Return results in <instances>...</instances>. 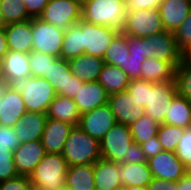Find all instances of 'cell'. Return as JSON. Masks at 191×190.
Returning a JSON list of instances; mask_svg holds the SVG:
<instances>
[{
	"mask_svg": "<svg viewBox=\"0 0 191 190\" xmlns=\"http://www.w3.org/2000/svg\"><path fill=\"white\" fill-rule=\"evenodd\" d=\"M109 94L98 81L84 82L79 87L74 102L80 114L92 111L93 109L108 103Z\"/></svg>",
	"mask_w": 191,
	"mask_h": 190,
	"instance_id": "obj_19",
	"label": "cell"
},
{
	"mask_svg": "<svg viewBox=\"0 0 191 190\" xmlns=\"http://www.w3.org/2000/svg\"><path fill=\"white\" fill-rule=\"evenodd\" d=\"M2 25H3V22H2L1 17H0V26H2Z\"/></svg>",
	"mask_w": 191,
	"mask_h": 190,
	"instance_id": "obj_60",
	"label": "cell"
},
{
	"mask_svg": "<svg viewBox=\"0 0 191 190\" xmlns=\"http://www.w3.org/2000/svg\"><path fill=\"white\" fill-rule=\"evenodd\" d=\"M108 92L109 95L125 91L130 79L127 73L121 68L104 64L97 80Z\"/></svg>",
	"mask_w": 191,
	"mask_h": 190,
	"instance_id": "obj_30",
	"label": "cell"
},
{
	"mask_svg": "<svg viewBox=\"0 0 191 190\" xmlns=\"http://www.w3.org/2000/svg\"><path fill=\"white\" fill-rule=\"evenodd\" d=\"M160 124L148 115L144 114L139 120L129 126L133 142L142 144L145 141L157 136Z\"/></svg>",
	"mask_w": 191,
	"mask_h": 190,
	"instance_id": "obj_35",
	"label": "cell"
},
{
	"mask_svg": "<svg viewBox=\"0 0 191 190\" xmlns=\"http://www.w3.org/2000/svg\"><path fill=\"white\" fill-rule=\"evenodd\" d=\"M188 173L191 175V166L188 168Z\"/></svg>",
	"mask_w": 191,
	"mask_h": 190,
	"instance_id": "obj_59",
	"label": "cell"
},
{
	"mask_svg": "<svg viewBox=\"0 0 191 190\" xmlns=\"http://www.w3.org/2000/svg\"><path fill=\"white\" fill-rule=\"evenodd\" d=\"M9 51L6 34H5V28L4 25L0 26V59H3V57L7 54Z\"/></svg>",
	"mask_w": 191,
	"mask_h": 190,
	"instance_id": "obj_52",
	"label": "cell"
},
{
	"mask_svg": "<svg viewBox=\"0 0 191 190\" xmlns=\"http://www.w3.org/2000/svg\"><path fill=\"white\" fill-rule=\"evenodd\" d=\"M123 190H147V188L140 186H123Z\"/></svg>",
	"mask_w": 191,
	"mask_h": 190,
	"instance_id": "obj_56",
	"label": "cell"
},
{
	"mask_svg": "<svg viewBox=\"0 0 191 190\" xmlns=\"http://www.w3.org/2000/svg\"><path fill=\"white\" fill-rule=\"evenodd\" d=\"M128 163H132V164L147 163L146 156L144 152L141 150L140 144L133 142L129 146Z\"/></svg>",
	"mask_w": 191,
	"mask_h": 190,
	"instance_id": "obj_50",
	"label": "cell"
},
{
	"mask_svg": "<svg viewBox=\"0 0 191 190\" xmlns=\"http://www.w3.org/2000/svg\"><path fill=\"white\" fill-rule=\"evenodd\" d=\"M116 123L115 116L107 103L81 114L78 127L100 142Z\"/></svg>",
	"mask_w": 191,
	"mask_h": 190,
	"instance_id": "obj_12",
	"label": "cell"
},
{
	"mask_svg": "<svg viewBox=\"0 0 191 190\" xmlns=\"http://www.w3.org/2000/svg\"><path fill=\"white\" fill-rule=\"evenodd\" d=\"M185 128L162 123L157 133L158 141L163 150L175 152L179 141L182 139Z\"/></svg>",
	"mask_w": 191,
	"mask_h": 190,
	"instance_id": "obj_36",
	"label": "cell"
},
{
	"mask_svg": "<svg viewBox=\"0 0 191 190\" xmlns=\"http://www.w3.org/2000/svg\"><path fill=\"white\" fill-rule=\"evenodd\" d=\"M13 152L7 147L0 146V182L19 175L13 160Z\"/></svg>",
	"mask_w": 191,
	"mask_h": 190,
	"instance_id": "obj_39",
	"label": "cell"
},
{
	"mask_svg": "<svg viewBox=\"0 0 191 190\" xmlns=\"http://www.w3.org/2000/svg\"><path fill=\"white\" fill-rule=\"evenodd\" d=\"M176 190H191V175L188 172L178 181Z\"/></svg>",
	"mask_w": 191,
	"mask_h": 190,
	"instance_id": "obj_53",
	"label": "cell"
},
{
	"mask_svg": "<svg viewBox=\"0 0 191 190\" xmlns=\"http://www.w3.org/2000/svg\"><path fill=\"white\" fill-rule=\"evenodd\" d=\"M10 87L22 94L26 111L47 113L56 96L53 86L43 77L19 78L14 80Z\"/></svg>",
	"mask_w": 191,
	"mask_h": 190,
	"instance_id": "obj_2",
	"label": "cell"
},
{
	"mask_svg": "<svg viewBox=\"0 0 191 190\" xmlns=\"http://www.w3.org/2000/svg\"><path fill=\"white\" fill-rule=\"evenodd\" d=\"M8 49L29 54L33 51L31 19L4 25Z\"/></svg>",
	"mask_w": 191,
	"mask_h": 190,
	"instance_id": "obj_21",
	"label": "cell"
},
{
	"mask_svg": "<svg viewBox=\"0 0 191 190\" xmlns=\"http://www.w3.org/2000/svg\"><path fill=\"white\" fill-rule=\"evenodd\" d=\"M176 80L160 83L149 82L148 105L145 114L159 124L164 123L172 99L177 94Z\"/></svg>",
	"mask_w": 191,
	"mask_h": 190,
	"instance_id": "obj_9",
	"label": "cell"
},
{
	"mask_svg": "<svg viewBox=\"0 0 191 190\" xmlns=\"http://www.w3.org/2000/svg\"><path fill=\"white\" fill-rule=\"evenodd\" d=\"M99 143L103 159L128 163L129 146L133 143V137L127 125L116 123Z\"/></svg>",
	"mask_w": 191,
	"mask_h": 190,
	"instance_id": "obj_5",
	"label": "cell"
},
{
	"mask_svg": "<svg viewBox=\"0 0 191 190\" xmlns=\"http://www.w3.org/2000/svg\"><path fill=\"white\" fill-rule=\"evenodd\" d=\"M127 92L133 97L140 107H147L149 97V81L142 79L130 80Z\"/></svg>",
	"mask_w": 191,
	"mask_h": 190,
	"instance_id": "obj_40",
	"label": "cell"
},
{
	"mask_svg": "<svg viewBox=\"0 0 191 190\" xmlns=\"http://www.w3.org/2000/svg\"><path fill=\"white\" fill-rule=\"evenodd\" d=\"M1 65H2V59H0V76H1Z\"/></svg>",
	"mask_w": 191,
	"mask_h": 190,
	"instance_id": "obj_57",
	"label": "cell"
},
{
	"mask_svg": "<svg viewBox=\"0 0 191 190\" xmlns=\"http://www.w3.org/2000/svg\"><path fill=\"white\" fill-rule=\"evenodd\" d=\"M46 155L42 141L21 143L13 152V160L19 175L30 176Z\"/></svg>",
	"mask_w": 191,
	"mask_h": 190,
	"instance_id": "obj_16",
	"label": "cell"
},
{
	"mask_svg": "<svg viewBox=\"0 0 191 190\" xmlns=\"http://www.w3.org/2000/svg\"><path fill=\"white\" fill-rule=\"evenodd\" d=\"M149 53L156 60L170 62L175 68L182 60L173 32L163 31L155 35L147 36Z\"/></svg>",
	"mask_w": 191,
	"mask_h": 190,
	"instance_id": "obj_14",
	"label": "cell"
},
{
	"mask_svg": "<svg viewBox=\"0 0 191 190\" xmlns=\"http://www.w3.org/2000/svg\"><path fill=\"white\" fill-rule=\"evenodd\" d=\"M158 9L166 31L175 33L191 12V0H162Z\"/></svg>",
	"mask_w": 191,
	"mask_h": 190,
	"instance_id": "obj_20",
	"label": "cell"
},
{
	"mask_svg": "<svg viewBox=\"0 0 191 190\" xmlns=\"http://www.w3.org/2000/svg\"><path fill=\"white\" fill-rule=\"evenodd\" d=\"M178 189V181L172 182L159 178H152L147 186V190H176Z\"/></svg>",
	"mask_w": 191,
	"mask_h": 190,
	"instance_id": "obj_51",
	"label": "cell"
},
{
	"mask_svg": "<svg viewBox=\"0 0 191 190\" xmlns=\"http://www.w3.org/2000/svg\"><path fill=\"white\" fill-rule=\"evenodd\" d=\"M83 55L103 58L114 37L120 32L107 26L95 25L82 20Z\"/></svg>",
	"mask_w": 191,
	"mask_h": 190,
	"instance_id": "obj_11",
	"label": "cell"
},
{
	"mask_svg": "<svg viewBox=\"0 0 191 190\" xmlns=\"http://www.w3.org/2000/svg\"><path fill=\"white\" fill-rule=\"evenodd\" d=\"M80 116L74 99L58 94H56L47 111L48 118L60 120L73 126H79Z\"/></svg>",
	"mask_w": 191,
	"mask_h": 190,
	"instance_id": "obj_26",
	"label": "cell"
},
{
	"mask_svg": "<svg viewBox=\"0 0 191 190\" xmlns=\"http://www.w3.org/2000/svg\"><path fill=\"white\" fill-rule=\"evenodd\" d=\"M73 127L72 124L47 118L41 138L46 154H61Z\"/></svg>",
	"mask_w": 191,
	"mask_h": 190,
	"instance_id": "obj_17",
	"label": "cell"
},
{
	"mask_svg": "<svg viewBox=\"0 0 191 190\" xmlns=\"http://www.w3.org/2000/svg\"><path fill=\"white\" fill-rule=\"evenodd\" d=\"M32 190H43V189H40V188H37V187H33Z\"/></svg>",
	"mask_w": 191,
	"mask_h": 190,
	"instance_id": "obj_58",
	"label": "cell"
},
{
	"mask_svg": "<svg viewBox=\"0 0 191 190\" xmlns=\"http://www.w3.org/2000/svg\"><path fill=\"white\" fill-rule=\"evenodd\" d=\"M166 31L159 9L127 11L122 32L128 36L144 38Z\"/></svg>",
	"mask_w": 191,
	"mask_h": 190,
	"instance_id": "obj_6",
	"label": "cell"
},
{
	"mask_svg": "<svg viewBox=\"0 0 191 190\" xmlns=\"http://www.w3.org/2000/svg\"><path fill=\"white\" fill-rule=\"evenodd\" d=\"M0 17L3 25L21 23L32 19L23 0H0Z\"/></svg>",
	"mask_w": 191,
	"mask_h": 190,
	"instance_id": "obj_34",
	"label": "cell"
},
{
	"mask_svg": "<svg viewBox=\"0 0 191 190\" xmlns=\"http://www.w3.org/2000/svg\"><path fill=\"white\" fill-rule=\"evenodd\" d=\"M174 36L181 53L191 47V12L174 33Z\"/></svg>",
	"mask_w": 191,
	"mask_h": 190,
	"instance_id": "obj_42",
	"label": "cell"
},
{
	"mask_svg": "<svg viewBox=\"0 0 191 190\" xmlns=\"http://www.w3.org/2000/svg\"><path fill=\"white\" fill-rule=\"evenodd\" d=\"M142 63V59H136L129 56V59L125 62V72L130 80L140 79Z\"/></svg>",
	"mask_w": 191,
	"mask_h": 190,
	"instance_id": "obj_46",
	"label": "cell"
},
{
	"mask_svg": "<svg viewBox=\"0 0 191 190\" xmlns=\"http://www.w3.org/2000/svg\"><path fill=\"white\" fill-rule=\"evenodd\" d=\"M10 88V83L0 76V109L2 107L3 95Z\"/></svg>",
	"mask_w": 191,
	"mask_h": 190,
	"instance_id": "obj_54",
	"label": "cell"
},
{
	"mask_svg": "<svg viewBox=\"0 0 191 190\" xmlns=\"http://www.w3.org/2000/svg\"><path fill=\"white\" fill-rule=\"evenodd\" d=\"M175 154L187 168L191 166V128H186L184 130Z\"/></svg>",
	"mask_w": 191,
	"mask_h": 190,
	"instance_id": "obj_43",
	"label": "cell"
},
{
	"mask_svg": "<svg viewBox=\"0 0 191 190\" xmlns=\"http://www.w3.org/2000/svg\"><path fill=\"white\" fill-rule=\"evenodd\" d=\"M68 167L62 154H46L29 178L33 187L43 190H66Z\"/></svg>",
	"mask_w": 191,
	"mask_h": 190,
	"instance_id": "obj_4",
	"label": "cell"
},
{
	"mask_svg": "<svg viewBox=\"0 0 191 190\" xmlns=\"http://www.w3.org/2000/svg\"><path fill=\"white\" fill-rule=\"evenodd\" d=\"M71 73L83 82L97 81L105 64L103 58L84 54L68 61Z\"/></svg>",
	"mask_w": 191,
	"mask_h": 190,
	"instance_id": "obj_23",
	"label": "cell"
},
{
	"mask_svg": "<svg viewBox=\"0 0 191 190\" xmlns=\"http://www.w3.org/2000/svg\"><path fill=\"white\" fill-rule=\"evenodd\" d=\"M121 1H123V2H125V3L127 4V2H128L129 0H121Z\"/></svg>",
	"mask_w": 191,
	"mask_h": 190,
	"instance_id": "obj_61",
	"label": "cell"
},
{
	"mask_svg": "<svg viewBox=\"0 0 191 190\" xmlns=\"http://www.w3.org/2000/svg\"><path fill=\"white\" fill-rule=\"evenodd\" d=\"M177 92L191 103V66L178 65L175 70Z\"/></svg>",
	"mask_w": 191,
	"mask_h": 190,
	"instance_id": "obj_38",
	"label": "cell"
},
{
	"mask_svg": "<svg viewBox=\"0 0 191 190\" xmlns=\"http://www.w3.org/2000/svg\"><path fill=\"white\" fill-rule=\"evenodd\" d=\"M47 113L26 111L12 127L21 143L41 140Z\"/></svg>",
	"mask_w": 191,
	"mask_h": 190,
	"instance_id": "obj_18",
	"label": "cell"
},
{
	"mask_svg": "<svg viewBox=\"0 0 191 190\" xmlns=\"http://www.w3.org/2000/svg\"><path fill=\"white\" fill-rule=\"evenodd\" d=\"M127 10V4L121 0H83L82 20L122 32Z\"/></svg>",
	"mask_w": 191,
	"mask_h": 190,
	"instance_id": "obj_1",
	"label": "cell"
},
{
	"mask_svg": "<svg viewBox=\"0 0 191 190\" xmlns=\"http://www.w3.org/2000/svg\"><path fill=\"white\" fill-rule=\"evenodd\" d=\"M61 154L68 166L95 164L102 158L99 141L78 126L70 131Z\"/></svg>",
	"mask_w": 191,
	"mask_h": 190,
	"instance_id": "obj_3",
	"label": "cell"
},
{
	"mask_svg": "<svg viewBox=\"0 0 191 190\" xmlns=\"http://www.w3.org/2000/svg\"><path fill=\"white\" fill-rule=\"evenodd\" d=\"M39 18L66 30L82 19L81 0H50Z\"/></svg>",
	"mask_w": 191,
	"mask_h": 190,
	"instance_id": "obj_7",
	"label": "cell"
},
{
	"mask_svg": "<svg viewBox=\"0 0 191 190\" xmlns=\"http://www.w3.org/2000/svg\"><path fill=\"white\" fill-rule=\"evenodd\" d=\"M141 150L144 152L146 159L155 157L158 153L163 151L161 143L158 141L157 136L149 139L148 141L140 144Z\"/></svg>",
	"mask_w": 191,
	"mask_h": 190,
	"instance_id": "obj_47",
	"label": "cell"
},
{
	"mask_svg": "<svg viewBox=\"0 0 191 190\" xmlns=\"http://www.w3.org/2000/svg\"><path fill=\"white\" fill-rule=\"evenodd\" d=\"M165 124L175 125L182 128H190L191 103L178 93L172 99L171 105L164 120Z\"/></svg>",
	"mask_w": 191,
	"mask_h": 190,
	"instance_id": "obj_32",
	"label": "cell"
},
{
	"mask_svg": "<svg viewBox=\"0 0 191 190\" xmlns=\"http://www.w3.org/2000/svg\"><path fill=\"white\" fill-rule=\"evenodd\" d=\"M21 144L19 137L10 126L0 124V146L15 150Z\"/></svg>",
	"mask_w": 191,
	"mask_h": 190,
	"instance_id": "obj_45",
	"label": "cell"
},
{
	"mask_svg": "<svg viewBox=\"0 0 191 190\" xmlns=\"http://www.w3.org/2000/svg\"><path fill=\"white\" fill-rule=\"evenodd\" d=\"M179 65H190L191 66V47L182 53V60Z\"/></svg>",
	"mask_w": 191,
	"mask_h": 190,
	"instance_id": "obj_55",
	"label": "cell"
},
{
	"mask_svg": "<svg viewBox=\"0 0 191 190\" xmlns=\"http://www.w3.org/2000/svg\"><path fill=\"white\" fill-rule=\"evenodd\" d=\"M33 51L61 57L65 30L47 23L40 18L31 19Z\"/></svg>",
	"mask_w": 191,
	"mask_h": 190,
	"instance_id": "obj_8",
	"label": "cell"
},
{
	"mask_svg": "<svg viewBox=\"0 0 191 190\" xmlns=\"http://www.w3.org/2000/svg\"><path fill=\"white\" fill-rule=\"evenodd\" d=\"M141 68L142 73L140 79L145 81L160 83L175 79L176 68L170 62L160 61L150 57L142 63Z\"/></svg>",
	"mask_w": 191,
	"mask_h": 190,
	"instance_id": "obj_28",
	"label": "cell"
},
{
	"mask_svg": "<svg viewBox=\"0 0 191 190\" xmlns=\"http://www.w3.org/2000/svg\"><path fill=\"white\" fill-rule=\"evenodd\" d=\"M58 57L47 55L38 51H31L29 53V64L32 77H43L48 80L49 65Z\"/></svg>",
	"mask_w": 191,
	"mask_h": 190,
	"instance_id": "obj_37",
	"label": "cell"
},
{
	"mask_svg": "<svg viewBox=\"0 0 191 190\" xmlns=\"http://www.w3.org/2000/svg\"><path fill=\"white\" fill-rule=\"evenodd\" d=\"M94 182L97 190L122 188L118 177V163L100 158L94 164Z\"/></svg>",
	"mask_w": 191,
	"mask_h": 190,
	"instance_id": "obj_27",
	"label": "cell"
},
{
	"mask_svg": "<svg viewBox=\"0 0 191 190\" xmlns=\"http://www.w3.org/2000/svg\"><path fill=\"white\" fill-rule=\"evenodd\" d=\"M49 1L50 0H23L31 18H39Z\"/></svg>",
	"mask_w": 191,
	"mask_h": 190,
	"instance_id": "obj_48",
	"label": "cell"
},
{
	"mask_svg": "<svg viewBox=\"0 0 191 190\" xmlns=\"http://www.w3.org/2000/svg\"><path fill=\"white\" fill-rule=\"evenodd\" d=\"M1 76L10 84L16 79L31 76L29 54L9 50L2 59Z\"/></svg>",
	"mask_w": 191,
	"mask_h": 190,
	"instance_id": "obj_22",
	"label": "cell"
},
{
	"mask_svg": "<svg viewBox=\"0 0 191 190\" xmlns=\"http://www.w3.org/2000/svg\"><path fill=\"white\" fill-rule=\"evenodd\" d=\"M26 112L22 94L11 87L5 92L0 109V124L13 127Z\"/></svg>",
	"mask_w": 191,
	"mask_h": 190,
	"instance_id": "obj_24",
	"label": "cell"
},
{
	"mask_svg": "<svg viewBox=\"0 0 191 190\" xmlns=\"http://www.w3.org/2000/svg\"><path fill=\"white\" fill-rule=\"evenodd\" d=\"M118 177L122 186L144 188H147L153 178L148 163H118Z\"/></svg>",
	"mask_w": 191,
	"mask_h": 190,
	"instance_id": "obj_25",
	"label": "cell"
},
{
	"mask_svg": "<svg viewBox=\"0 0 191 190\" xmlns=\"http://www.w3.org/2000/svg\"><path fill=\"white\" fill-rule=\"evenodd\" d=\"M48 82L56 94L74 99L83 81L71 73L68 61L58 57L49 65Z\"/></svg>",
	"mask_w": 191,
	"mask_h": 190,
	"instance_id": "obj_10",
	"label": "cell"
},
{
	"mask_svg": "<svg viewBox=\"0 0 191 190\" xmlns=\"http://www.w3.org/2000/svg\"><path fill=\"white\" fill-rule=\"evenodd\" d=\"M128 48L130 56L132 58L142 59V62L152 57V54L149 53L148 40L146 37L137 38L128 36Z\"/></svg>",
	"mask_w": 191,
	"mask_h": 190,
	"instance_id": "obj_41",
	"label": "cell"
},
{
	"mask_svg": "<svg viewBox=\"0 0 191 190\" xmlns=\"http://www.w3.org/2000/svg\"><path fill=\"white\" fill-rule=\"evenodd\" d=\"M83 55L82 19L65 30L61 58L66 61Z\"/></svg>",
	"mask_w": 191,
	"mask_h": 190,
	"instance_id": "obj_31",
	"label": "cell"
},
{
	"mask_svg": "<svg viewBox=\"0 0 191 190\" xmlns=\"http://www.w3.org/2000/svg\"><path fill=\"white\" fill-rule=\"evenodd\" d=\"M33 185L29 176L18 175L17 177L0 182V190H32Z\"/></svg>",
	"mask_w": 191,
	"mask_h": 190,
	"instance_id": "obj_44",
	"label": "cell"
},
{
	"mask_svg": "<svg viewBox=\"0 0 191 190\" xmlns=\"http://www.w3.org/2000/svg\"><path fill=\"white\" fill-rule=\"evenodd\" d=\"M108 104L116 122L128 127L145 114L144 108L140 107L127 90L109 95Z\"/></svg>",
	"mask_w": 191,
	"mask_h": 190,
	"instance_id": "obj_15",
	"label": "cell"
},
{
	"mask_svg": "<svg viewBox=\"0 0 191 190\" xmlns=\"http://www.w3.org/2000/svg\"><path fill=\"white\" fill-rule=\"evenodd\" d=\"M162 0H129L127 2V11L141 9H158Z\"/></svg>",
	"mask_w": 191,
	"mask_h": 190,
	"instance_id": "obj_49",
	"label": "cell"
},
{
	"mask_svg": "<svg viewBox=\"0 0 191 190\" xmlns=\"http://www.w3.org/2000/svg\"><path fill=\"white\" fill-rule=\"evenodd\" d=\"M147 163L153 178L176 182L188 172V168L177 157L175 152L166 150L148 159Z\"/></svg>",
	"mask_w": 191,
	"mask_h": 190,
	"instance_id": "obj_13",
	"label": "cell"
},
{
	"mask_svg": "<svg viewBox=\"0 0 191 190\" xmlns=\"http://www.w3.org/2000/svg\"><path fill=\"white\" fill-rule=\"evenodd\" d=\"M94 164L73 165L66 173V190H94Z\"/></svg>",
	"mask_w": 191,
	"mask_h": 190,
	"instance_id": "obj_29",
	"label": "cell"
},
{
	"mask_svg": "<svg viewBox=\"0 0 191 190\" xmlns=\"http://www.w3.org/2000/svg\"><path fill=\"white\" fill-rule=\"evenodd\" d=\"M129 56L128 35L119 32L105 52L103 60L106 64L117 66L125 71V62Z\"/></svg>",
	"mask_w": 191,
	"mask_h": 190,
	"instance_id": "obj_33",
	"label": "cell"
}]
</instances>
